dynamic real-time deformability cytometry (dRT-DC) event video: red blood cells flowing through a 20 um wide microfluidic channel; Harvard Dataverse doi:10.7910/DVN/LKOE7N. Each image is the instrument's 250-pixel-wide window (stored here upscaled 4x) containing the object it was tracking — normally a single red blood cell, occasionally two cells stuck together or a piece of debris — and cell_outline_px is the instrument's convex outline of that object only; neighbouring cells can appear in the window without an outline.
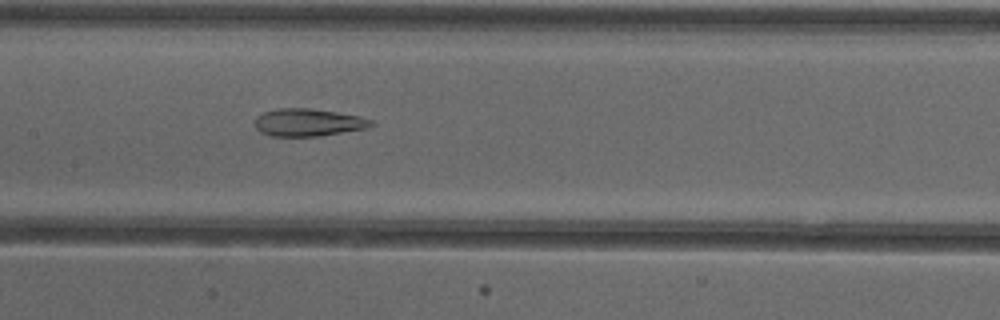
{"species": "common noctule bat (a hibernating species)", "species_latin": "Nyctalus noctula", "temperature_condition": "cold", "stored_images_in_passage": 42, "camera_frame_rate_fps": 3000, "um_per_image_px": 0.085, "animal": {"sex": "female"}, "frame": {"image": 1, "passage_image": 15, "time_ms": 4.667, "image_size_px": [1000, 320], "cell_outline_px": [[376, 124], [364, 128], [320, 136], [272, 136], [260, 132], [256, 128], [252, 120], [256, 116], [264, 112], [280, 108], [308, 108], [336, 112], [360, 116], [372, 120]], "centroid_in_image_um": [26.15, 10.4], "position_along_channel_um": 181.3, "area_um2": 18.67}}
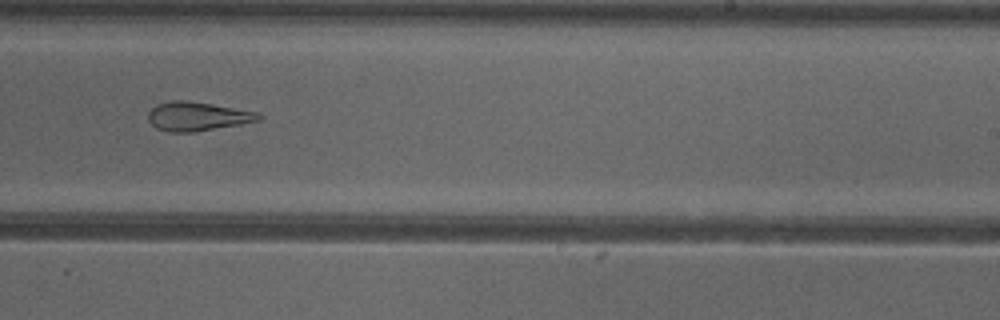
{"frame": {"image": 2, "passage_image": 22, "time_ms": 7.0, "image_size_px": [1000, 320], "cell_outline_px": [[260, 120], [240, 124], [192, 132], [168, 132], [156, 128], [148, 120], [148, 112], [156, 104], [172, 100], [188, 100], [212, 104], [256, 112], [260, 116]], "centroid_in_image_um": [16.71, 9.88], "position_along_channel_um": 272.3, "area_um2": 18.44}}
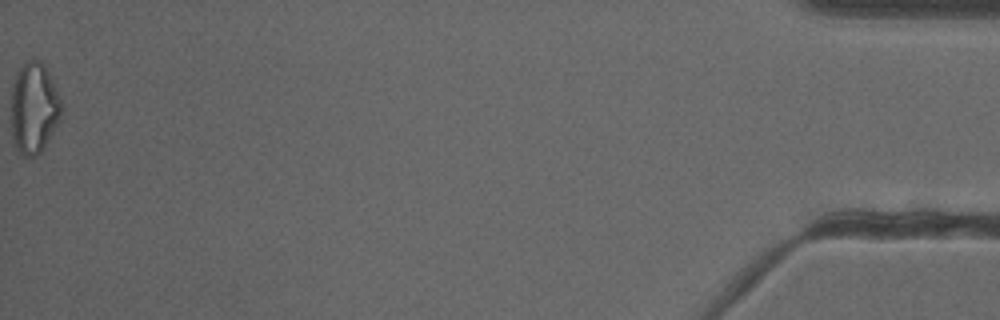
{"frame": {"image": 3, "passage_image": 42, "time_ms": 13.667, "image_size_px": [1000, 320], "cell_outline_px": [[64, 108], [60, 120], [40, 152], [36, 156], [28, 160], [20, 156], [12, 144], [12, 84], [16, 72], [28, 60], [40, 60], [48, 68], [52, 76], [64, 104]], "centroid_in_image_um": [2.91, 9.21], "position_along_channel_um": 432.3, "area_um2": 27.57}, "authors_computed_cell_mechanics": {"area_um2": 19.8832, "velocity_mm_per_s": 3.9235, "shape_relaxation_time_tau1_ms": null, "shape_relaxation_time_tau2_ms": 4.1247, "deformation_change_tau1": null, "deformation_change_tau2": 0.1337}}